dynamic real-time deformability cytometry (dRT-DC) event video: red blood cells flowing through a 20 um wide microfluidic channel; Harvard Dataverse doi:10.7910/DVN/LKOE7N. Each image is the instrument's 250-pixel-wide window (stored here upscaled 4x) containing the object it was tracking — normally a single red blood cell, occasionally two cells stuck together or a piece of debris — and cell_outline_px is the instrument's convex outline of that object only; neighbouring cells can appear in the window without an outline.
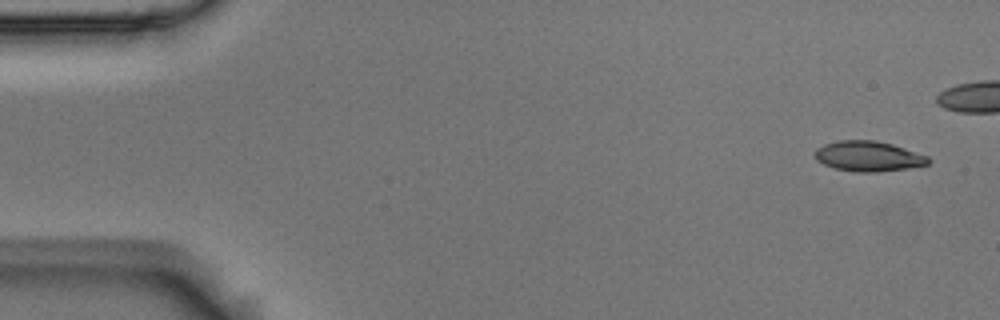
{"species": "Egyptian fruit bat (a non-hibernating species)", "species_latin": "Rousettus aegyptiacus", "temperature_condition": "room temperature", "stored_images_in_passage": 6, "camera_frame_rate_fps": 3000, "um_per_image_px": 0.085, "animal": {"sex": "male"}, "frame": {"image": 1, "passage_image": 1, "time_ms": 0.0, "image_size_px": [1000, 320], "cell_outline_px": [[932, 160], [928, 164], [908, 168], [876, 172], [856, 172], [832, 168], [816, 160], [816, 148], [824, 144], [836, 140], [876, 140], [892, 144], [928, 156]], "centroid_in_image_um": [73.8, 13.28], "position_along_channel_um": 11.2, "area_um2": 20.06}}